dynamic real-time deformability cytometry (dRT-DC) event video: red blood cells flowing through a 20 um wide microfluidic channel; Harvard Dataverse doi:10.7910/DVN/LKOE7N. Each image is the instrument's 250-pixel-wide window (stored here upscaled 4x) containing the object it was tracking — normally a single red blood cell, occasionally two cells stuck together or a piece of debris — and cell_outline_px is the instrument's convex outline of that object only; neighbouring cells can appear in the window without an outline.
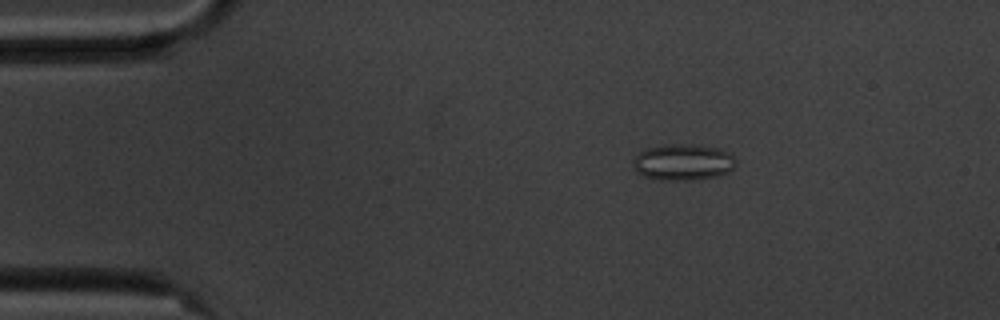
{"species": "common noctule bat (a hibernating species)", "species_latin": "Nyctalus noctula", "temperature_condition": "cold", "stored_images_in_passage": 57, "camera_frame_rate_fps": 3000, "um_per_image_px": 0.085, "animal": {"sex": "male", "body_mass_g": 20.1, "forearm_length_mm": 53.5}, "frame": {"image": 1, "passage_image": 10, "time_ms": 3.0, "image_size_px": [1000, 320], "cell_outline_px": [[736, 164], [728, 172], [716, 176], [688, 180], [660, 180], [644, 176], [636, 172], [632, 168], [632, 160], [640, 152], [648, 148], [664, 144], [692, 144], [716, 148], [732, 156], [736, 160]], "centroid_in_image_um": [57.99, 13.79], "position_along_channel_um": 27.0, "area_um2": 21.62}}
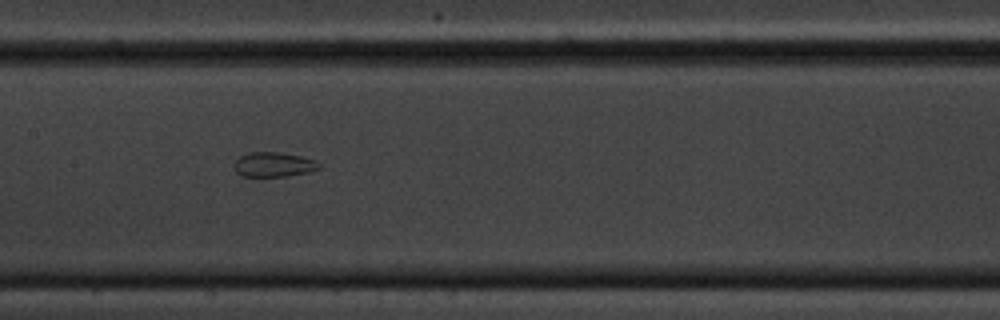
{"frame": {"image": 2, "passage_image": 28, "time_ms": 9.0, "image_size_px": [1000, 320], "cell_outline_px": [[320, 168], [308, 172], [288, 176], [240, 176], [236, 172], [236, 160], [240, 156], [248, 152], [280, 152], [300, 156], [312, 160], [320, 164]], "centroid_in_image_um": [23.25, 13.98], "position_along_channel_um": 184.2, "area_um2": 12.02}}
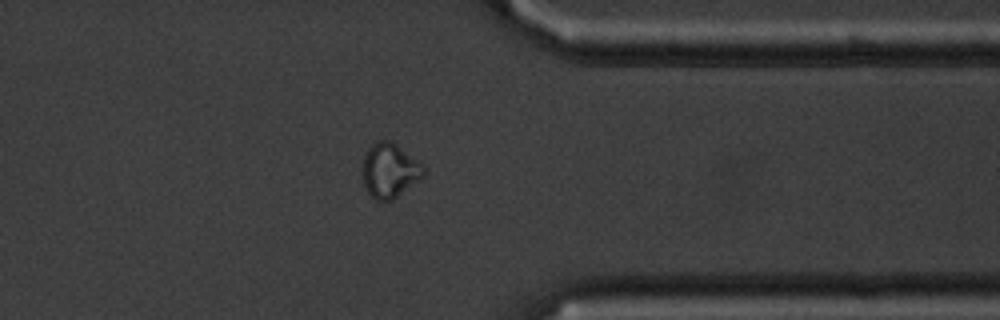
{"frame": {"image": 3, "passage_image": 45, "time_ms": 14.667, "image_size_px": [1000, 320], "cell_outline_px": [[424, 176], [392, 200], [376, 200], [368, 192], [364, 184], [364, 152], [376, 140], [392, 140], [424, 164]], "centroid_in_image_um": [33.15, 14.45], "position_along_channel_um": 378.3, "area_um2": 19.36}}